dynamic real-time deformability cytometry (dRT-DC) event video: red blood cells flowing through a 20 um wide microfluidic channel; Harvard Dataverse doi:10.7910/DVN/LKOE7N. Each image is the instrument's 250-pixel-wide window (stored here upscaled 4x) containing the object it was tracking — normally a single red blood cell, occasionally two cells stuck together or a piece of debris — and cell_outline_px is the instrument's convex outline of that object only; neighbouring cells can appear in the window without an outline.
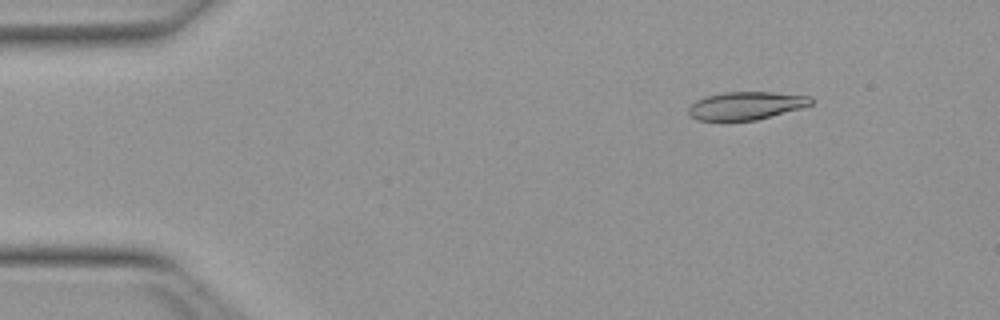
{"species": "Egyptian fruit bat (a non-hibernating species)", "species_latin": "Rousettus aegyptiacus", "temperature_condition": "warm", "stored_images_in_passage": 52, "segment_of_instrument_passage": [1, 2], "camera_frame_rate_fps": 3000, "um_per_image_px": 0.085, "animal": {"sex": "female"}, "frame": {"image": 1, "passage_image": 7, "time_ms": 2.0, "image_size_px": [1000, 320], "cell_outline_px": [[812, 104], [800, 108], [756, 120], [696, 120], [688, 116], [688, 108], [696, 100], [704, 96], [724, 92], [772, 92], [812, 96]], "centroid_in_image_um": [63.38, 8.97], "position_along_channel_um": 21.6, "area_um2": 19.94}}
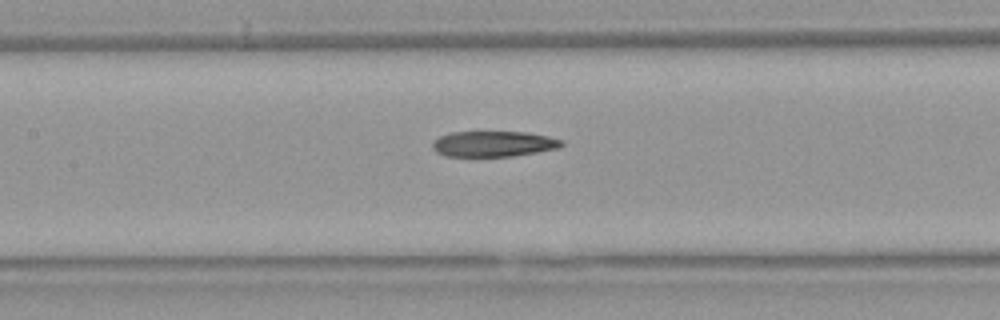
{"frame": {"image": 2, "passage_image": 24, "time_ms": 7.667, "image_size_px": [1000, 320], "cell_outline_px": [[564, 144], [560, 148], [512, 156], [444, 156], [436, 152], [432, 148], [432, 140], [440, 136], [452, 132], [528, 132], [548, 136], [564, 140]], "centroid_in_image_um": [41.95, 12.22], "position_along_channel_um": 165.4, "area_um2": 19.42}}
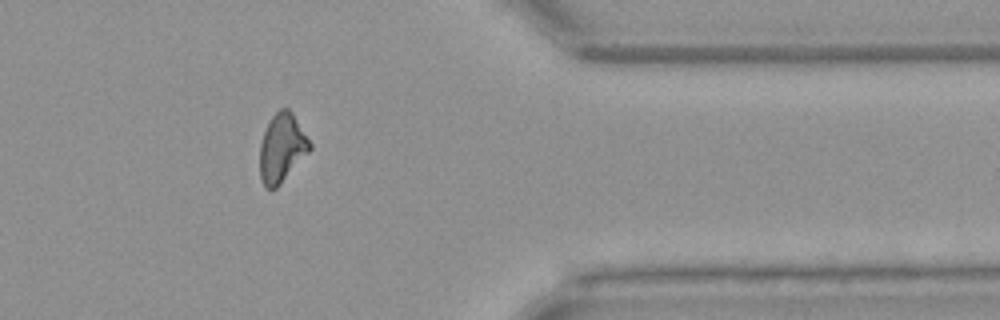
{"frame": {"image": 3, "passage_image": 42, "time_ms": 13.667, "image_size_px": [1000, 320], "cell_outline_px": [[312, 148], [280, 184], [276, 188], [264, 188], [260, 180], [260, 144], [264, 132], [272, 116], [280, 108], [288, 108], [292, 112], [312, 144]], "centroid_in_image_um": [23.95, 12.58], "position_along_channel_um": 387.4, "area_um2": 19.83}}